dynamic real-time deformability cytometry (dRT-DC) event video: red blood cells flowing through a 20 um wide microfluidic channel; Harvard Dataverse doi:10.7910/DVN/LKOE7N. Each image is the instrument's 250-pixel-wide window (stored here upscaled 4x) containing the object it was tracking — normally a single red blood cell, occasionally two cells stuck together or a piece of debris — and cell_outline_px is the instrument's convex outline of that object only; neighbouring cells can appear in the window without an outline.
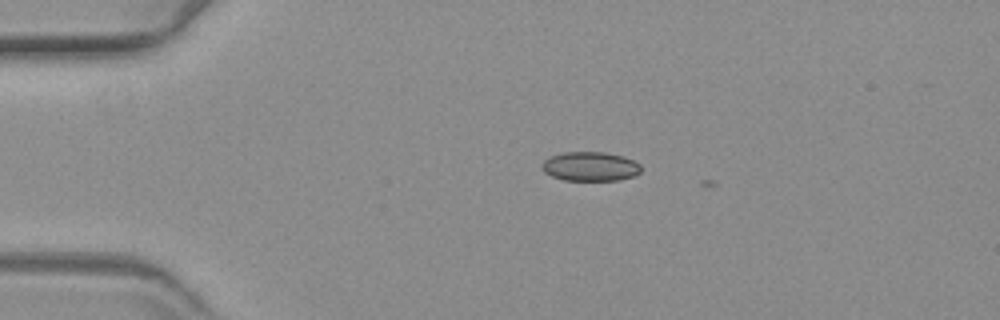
{"species": "common noctule bat (a hibernating species)", "species_latin": "Nyctalus noctula", "temperature_condition": "warm", "stored_images_in_passage": 3, "camera_frame_rate_fps": 3000, "um_per_image_px": 0.085, "animal": {"sex": "female", "body_mass_g": 19.3, "forearm_length_mm": 54.1}, "frame": {"image": 1, "passage_image": 1, "time_ms": 0.0, "image_size_px": [1000, 320], "cell_outline_px": [[640, 172], [632, 176], [620, 180], [564, 180], [552, 176], [544, 172], [540, 168], [540, 164], [544, 160], [552, 156], [564, 152], [604, 152], [620, 156], [632, 160], [640, 164]], "centroid_in_image_um": [50.12, 14.15], "position_along_channel_um": 34.9, "area_um2": 16.76}}